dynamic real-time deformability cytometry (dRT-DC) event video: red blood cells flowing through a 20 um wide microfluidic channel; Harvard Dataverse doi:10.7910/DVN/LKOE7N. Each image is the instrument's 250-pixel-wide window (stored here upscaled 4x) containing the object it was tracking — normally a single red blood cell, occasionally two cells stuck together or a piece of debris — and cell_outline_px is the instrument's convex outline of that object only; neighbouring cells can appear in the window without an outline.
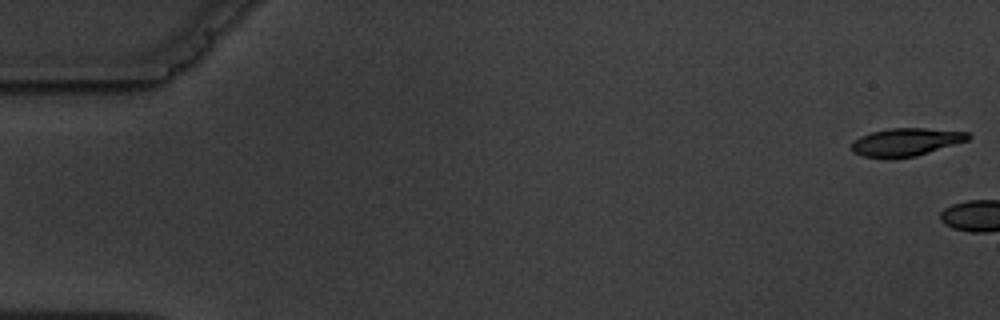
{"species": "common noctule bat (a hibernating species)", "species_latin": "Nyctalus noctula", "temperature_condition": "warm", "stored_images_in_passage": 6, "camera_frame_rate_fps": 3000, "um_per_image_px": 0.085, "animal": {"sex": "male", "body_mass_g": 19.5, "forearm_length_mm": 54.6}, "frame": {"image": 1, "passage_image": 1, "time_ms": 0.0, "image_size_px": [1000, 320], "cell_outline_px": [[972, 136], [968, 140], [916, 156], [892, 160], [888, 160], [864, 156], [852, 152], [852, 144], [860, 136], [872, 132], [888, 128], [924, 128], [968, 132]], "centroid_in_image_um": [76.99, 12.09], "position_along_channel_um": 8.0, "area_um2": 19.13}}